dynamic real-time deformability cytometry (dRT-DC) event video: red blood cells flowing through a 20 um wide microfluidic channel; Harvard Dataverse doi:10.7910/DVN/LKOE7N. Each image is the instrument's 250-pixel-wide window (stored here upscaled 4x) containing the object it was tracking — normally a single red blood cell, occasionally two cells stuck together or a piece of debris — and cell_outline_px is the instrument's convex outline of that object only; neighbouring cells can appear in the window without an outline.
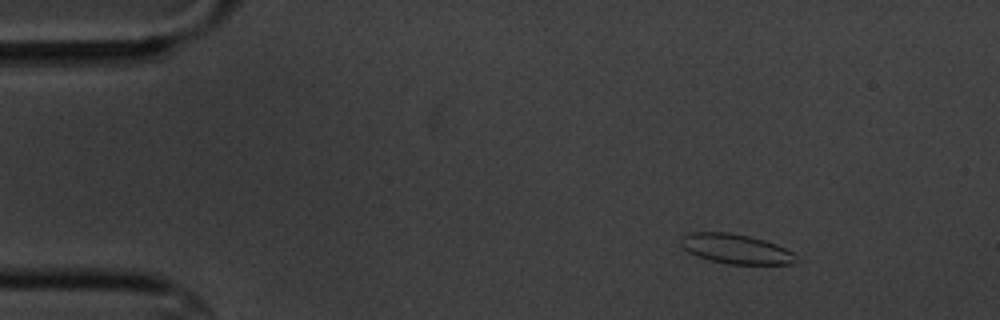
{"species": "common noctule bat (a hibernating species)", "species_latin": "Nyctalus noctula", "temperature_condition": "cold", "stored_images_in_passage": 7, "camera_frame_rate_fps": 3000, "um_per_image_px": 0.085, "animal": {"sex": "male", "body_mass_g": 20.1, "forearm_length_mm": 53.5}, "frame": {"image": 1, "passage_image": 1, "time_ms": 0.0, "image_size_px": [1000, 320], "cell_outline_px": [[804, 260], [792, 264], [728, 264], [696, 256], [688, 252], [680, 244], [680, 240], [684, 236], [692, 232], [728, 232], [748, 236], [764, 240], [776, 244], [792, 252]], "centroid_in_image_um": [62.61, 21.17], "position_along_channel_um": 22.4, "area_um2": 20.0}}
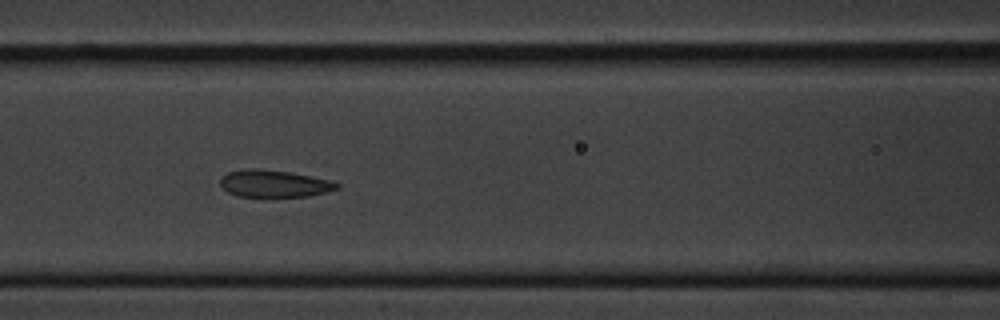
{"frame": {"image": 2, "passage_image": 6, "time_ms": 5.667, "image_size_px": [1000, 320], "cell_outline_px": [[340, 188], [328, 192], [308, 196], [268, 200], [264, 200], [236, 196], [220, 188], [220, 176], [228, 172], [248, 168], [256, 168], [292, 172], [332, 180], [340, 184]], "centroid_in_image_um": [23.28, 15.66], "position_along_channel_um": 143.3, "area_um2": 19.83}}
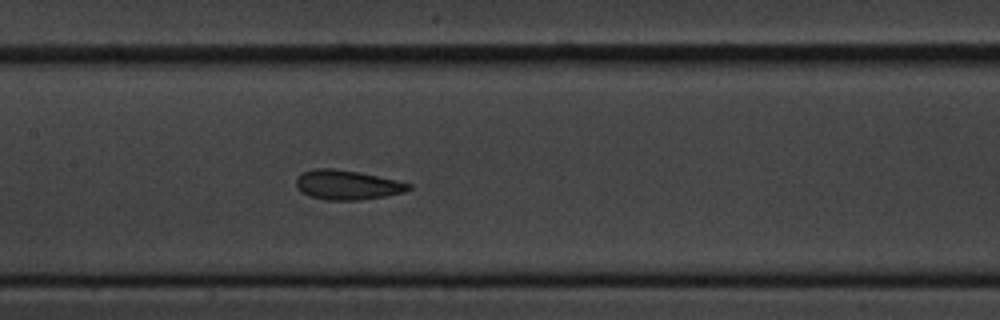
{"frame": {"image": 3, "passage_image": 7, "time_ms": 6.667, "image_size_px": [1000, 320], "cell_outline_px": [[412, 188], [404, 192], [384, 196], [360, 200], [324, 200], [308, 196], [300, 192], [296, 188], [296, 180], [304, 172], [312, 168], [332, 168], [360, 172], [396, 180], [412, 184]], "centroid_in_image_um": [29.49, 15.72], "position_along_channel_um": 177.9, "area_um2": 19.48}}